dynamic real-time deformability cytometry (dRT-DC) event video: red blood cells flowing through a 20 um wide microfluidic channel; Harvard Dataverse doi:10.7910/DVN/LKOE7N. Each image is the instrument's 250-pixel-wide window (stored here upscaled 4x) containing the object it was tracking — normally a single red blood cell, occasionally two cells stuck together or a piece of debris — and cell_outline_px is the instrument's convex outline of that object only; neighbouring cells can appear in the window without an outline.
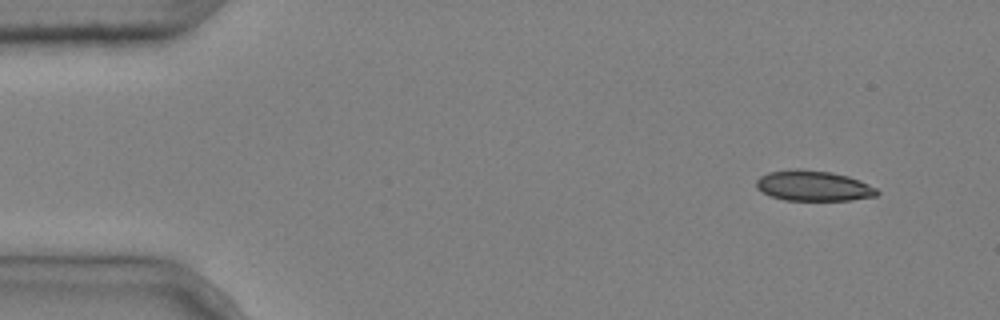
{"species": "common noctule bat (a hibernating species)", "species_latin": "Nyctalus noctula", "temperature_condition": "cold", "stored_images_in_passage": 4, "camera_frame_rate_fps": 3000, "um_per_image_px": 0.085, "animal": {"sex": "male", "body_mass_g": 20.4}, "frame": {"image": 1, "passage_image": 1, "time_ms": 0.0, "image_size_px": [1000, 320], "cell_outline_px": [[880, 192], [876, 196], [852, 200], [784, 200], [772, 196], [756, 188], [756, 180], [760, 176], [768, 172], [796, 168], [832, 172], [848, 176], [860, 180], [876, 188]], "centroid_in_image_um": [69.15, 15.79], "position_along_channel_um": 15.9, "area_um2": 21.44}}
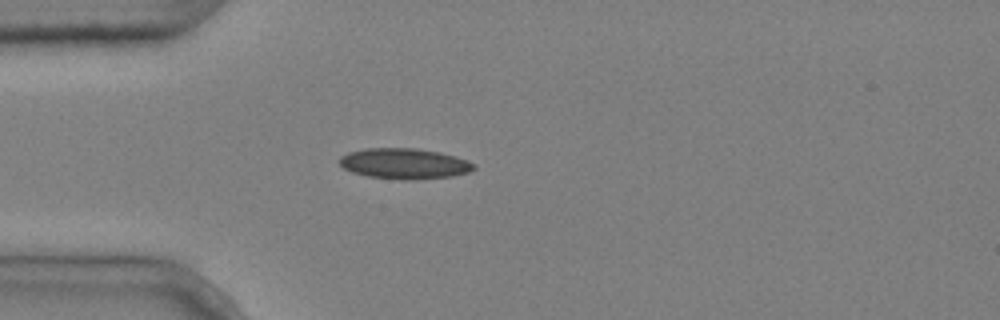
{"frame": {"image": 2, "passage_image": 4, "time_ms": 1.0, "image_size_px": [1000, 320], "cell_outline_px": [[476, 168], [468, 172], [452, 176], [416, 180], [404, 180], [368, 176], [352, 172], [344, 168], [336, 160], [340, 156], [348, 152], [368, 148], [416, 148], [440, 152], [456, 156], [468, 160], [476, 164]], "centroid_in_image_um": [34.38, 13.9], "position_along_channel_um": 50.6, "area_um2": 24.22}}